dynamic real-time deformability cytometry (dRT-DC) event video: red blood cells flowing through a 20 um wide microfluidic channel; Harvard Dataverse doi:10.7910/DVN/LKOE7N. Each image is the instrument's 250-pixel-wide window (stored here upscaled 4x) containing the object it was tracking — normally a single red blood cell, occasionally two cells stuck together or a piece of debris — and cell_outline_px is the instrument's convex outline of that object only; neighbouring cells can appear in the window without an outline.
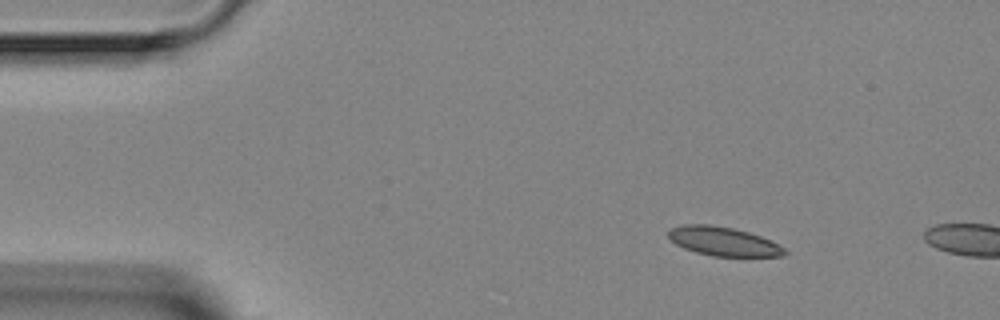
{"species": "Egyptian fruit bat (a non-hibernating species)", "species_latin": "Rousettus aegyptiacus", "temperature_condition": "room temperature", "stored_images_in_passage": 2, "camera_frame_rate_fps": 3000, "um_per_image_px": 0.085, "animal": {"sex": "female"}, "frame": {"image": 1, "passage_image": 1, "time_ms": 0.0, "image_size_px": [1000, 320], "cell_outline_px": [[788, 252], [784, 256], [712, 256], [696, 252], [684, 248], [676, 244], [668, 236], [668, 232], [672, 228], [684, 224], [708, 224], [732, 228], [748, 232], [760, 236], [784, 248]], "centroid_in_image_um": [61.47, 20.52], "position_along_channel_um": 23.5, "area_um2": 19.31}}